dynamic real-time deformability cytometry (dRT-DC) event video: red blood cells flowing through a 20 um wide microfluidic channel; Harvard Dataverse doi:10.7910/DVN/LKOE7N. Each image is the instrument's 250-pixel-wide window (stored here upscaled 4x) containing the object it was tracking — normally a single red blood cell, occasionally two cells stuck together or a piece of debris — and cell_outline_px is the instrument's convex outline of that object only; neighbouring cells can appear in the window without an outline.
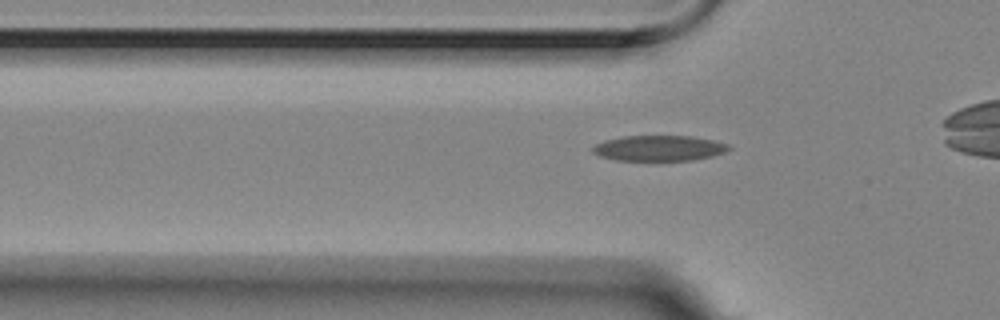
{"species": "Egyptian fruit bat (a non-hibernating species)", "species_latin": "Rousettus aegyptiacus", "temperature_condition": "room temperature", "stored_images_in_passage": 38, "camera_frame_rate_fps": 3000, "um_per_image_px": 0.085, "animal": {"sex": "female"}, "frame": {"image": 1, "passage_image": 10, "time_ms": 3.0, "image_size_px": [1000, 320], "cell_outline_px": [[732, 148], [724, 152], [712, 156], [692, 160], [616, 160], [600, 156], [592, 152], [592, 148], [596, 144], [604, 140], [624, 136], [692, 136], [712, 140], [728, 144]], "centroid_in_image_um": [56.01, 12.59], "position_along_channel_um": 69.8, "area_um2": 20.11}}
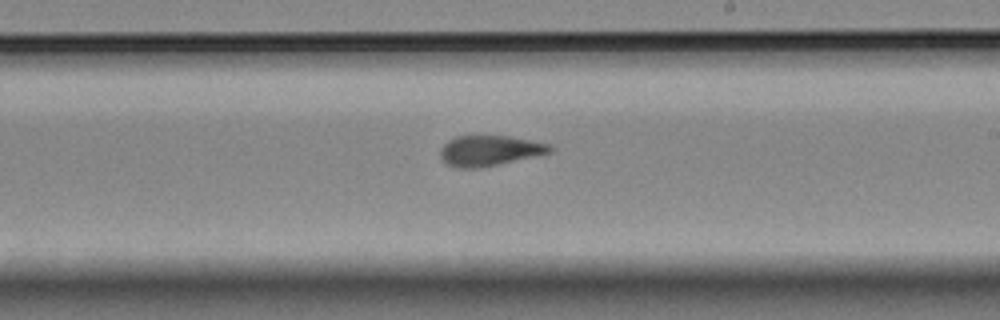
{"frame": {"image": 2, "passage_image": 25, "time_ms": 8.0, "image_size_px": [1000, 320], "cell_outline_px": [[552, 152], [536, 156], [500, 164], [480, 168], [452, 168], [444, 164], [440, 156], [440, 148], [448, 140], [456, 136], [508, 136], [552, 144]], "centroid_in_image_um": [41.58, 12.82], "position_along_channel_um": 247.4, "area_um2": 19.71}}
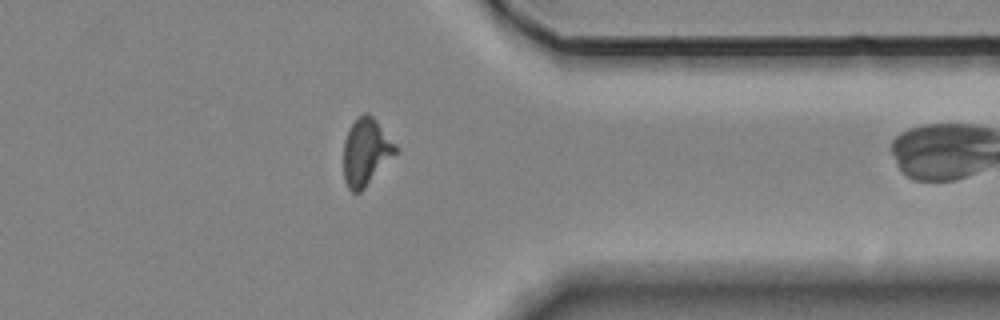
{"frame": {"image": 3, "passage_image": 37, "time_ms": 12.0, "image_size_px": [1000, 320], "cell_outline_px": [[400, 152], [360, 192], [352, 192], [348, 188], [344, 180], [344, 140], [352, 124], [364, 112], [368, 112], [376, 120], [400, 148]], "centroid_in_image_um": [31.16, 12.93], "position_along_channel_um": 380.2, "area_um2": 20.58}}